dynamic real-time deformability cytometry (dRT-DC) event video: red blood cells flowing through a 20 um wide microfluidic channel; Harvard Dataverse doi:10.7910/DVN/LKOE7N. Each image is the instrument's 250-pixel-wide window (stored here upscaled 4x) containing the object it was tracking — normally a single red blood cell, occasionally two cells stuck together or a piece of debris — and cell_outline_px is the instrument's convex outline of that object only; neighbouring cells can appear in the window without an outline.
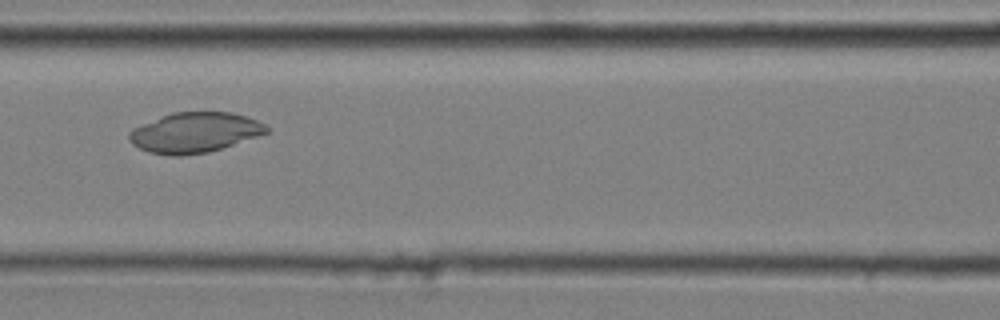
{"species": "common noctule bat (a hibernating species)", "species_latin": "Nyctalus noctula", "temperature_condition": "cold", "stored_images_in_passage": 8, "camera_frame_rate_fps": 3000, "um_per_image_px": 0.085, "animal": {"sex": "male", "body_mass_g": 20.4}, "frame": {"image": 1, "passage_image": 6, "time_ms": 1.667, "image_size_px": [1000, 320], "cell_outline_px": [[268, 132], [208, 152], [180, 156], [172, 156], [148, 152], [132, 144], [128, 140], [128, 132], [132, 128], [172, 112], [232, 112], [256, 120], [264, 124], [268, 128]], "centroid_in_image_um": [16.48, 11.26], "position_along_channel_um": 150.1, "area_um2": 31.85}}
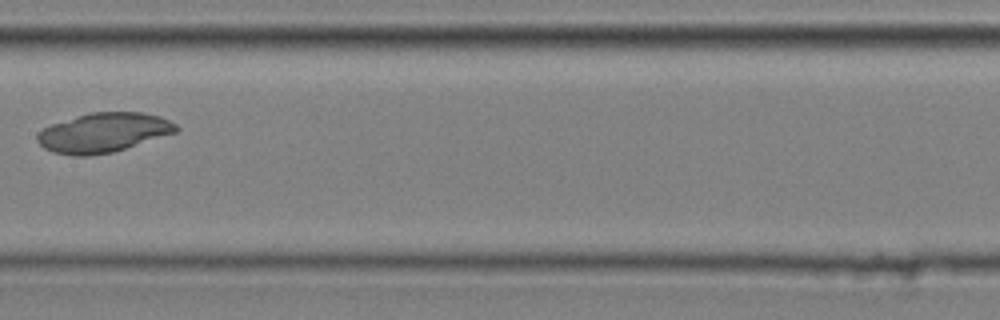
{"frame": {"image": 2, "passage_image": 7, "time_ms": 2.0, "image_size_px": [1000, 320], "cell_outline_px": [[180, 128], [176, 132], [112, 152], [88, 156], [76, 156], [52, 152], [44, 148], [36, 140], [36, 136], [44, 128], [52, 124], [76, 116], [92, 112], [140, 112], [160, 116], [176, 124]], "centroid_in_image_um": [8.78, 11.27], "position_along_channel_um": 198.6, "area_um2": 31.62}}
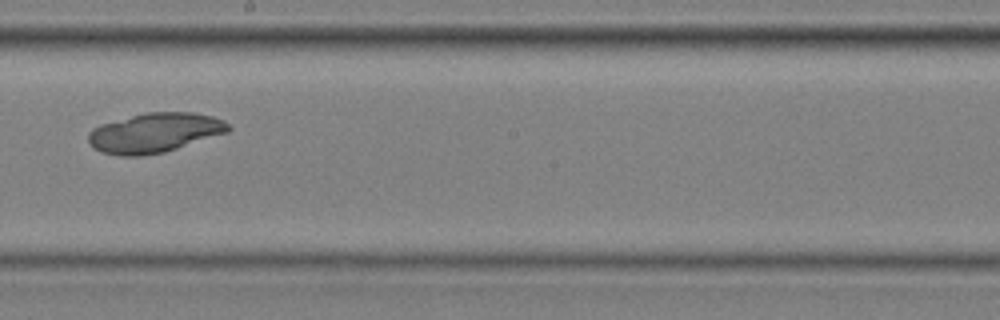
{"frame": {"image": 3, "passage_image": 8, "time_ms": 2.333, "image_size_px": [1000, 320], "cell_outline_px": [[232, 128], [228, 132], [164, 152], [140, 156], [120, 156], [100, 152], [92, 148], [88, 140], [88, 132], [92, 128], [100, 124], [148, 112], [192, 112], [212, 116], [224, 120]], "centroid_in_image_um": [13.12, 11.29], "position_along_channel_um": 235.1, "area_um2": 32.31}}